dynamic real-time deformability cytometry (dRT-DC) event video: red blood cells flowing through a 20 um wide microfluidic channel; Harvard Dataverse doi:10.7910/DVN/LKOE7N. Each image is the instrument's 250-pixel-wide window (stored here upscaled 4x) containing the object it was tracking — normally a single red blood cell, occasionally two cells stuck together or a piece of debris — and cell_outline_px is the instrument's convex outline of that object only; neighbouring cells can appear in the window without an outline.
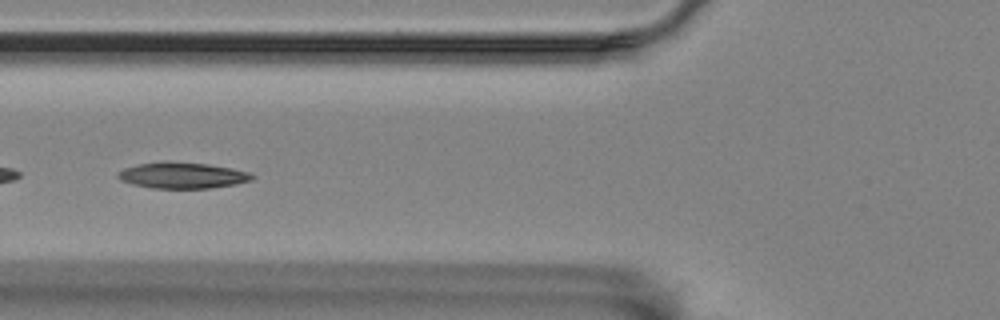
{"species": "Egyptian fruit bat (a non-hibernating species)", "species_latin": "Rousettus aegyptiacus", "temperature_condition": "room temperature", "stored_images_in_passage": 58, "camera_frame_rate_fps": 3000, "um_per_image_px": 0.085, "animal": {"sex": "female"}, "frame": {"image": 1, "passage_image": 22, "time_ms": 7.0, "image_size_px": [1000, 320], "cell_outline_px": [[256, 176], [252, 180], [236, 184], [212, 188], [152, 188], [132, 184], [120, 180], [116, 176], [116, 172], [124, 168], [140, 164], [164, 160], [208, 164], [232, 168], [252, 172]], "centroid_in_image_um": [15.52, 14.9], "position_along_channel_um": 110.3, "area_um2": 20.75}}
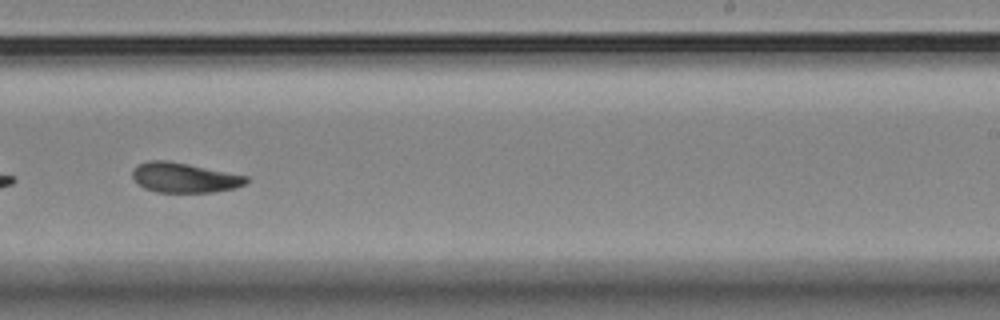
{"frame": {"image": 2, "passage_image": 36, "time_ms": 11.667, "image_size_px": [1000, 320], "cell_outline_px": [[248, 184], [236, 188], [212, 192], [156, 192], [144, 188], [132, 176], [132, 172], [136, 164], [148, 160], [168, 160], [248, 176]], "centroid_in_image_um": [15.68, 15.09], "position_along_channel_um": 273.3, "area_um2": 19.88}}
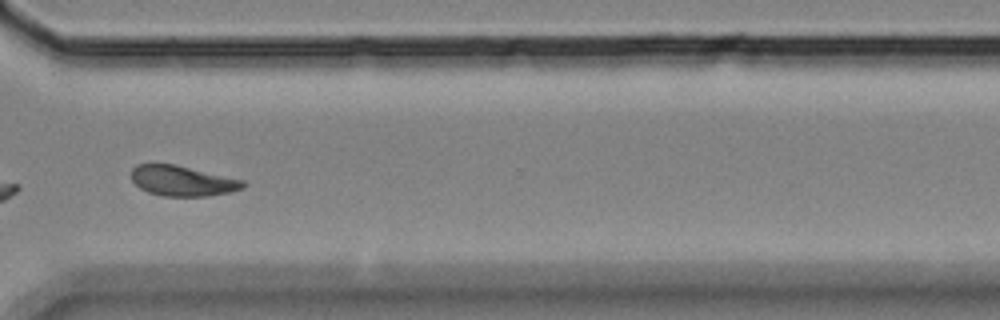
{"frame": {"image": 3, "passage_image": 43, "time_ms": 14.0, "image_size_px": [1000, 320], "cell_outline_px": [[248, 184], [244, 188], [228, 192], [208, 196], [164, 196], [148, 192], [140, 188], [132, 180], [132, 168], [136, 164], [172, 164], [244, 180]], "centroid_in_image_um": [15.51, 15.38], "position_along_channel_um": 355.1, "area_um2": 19.54}, "authors_computed_cell_mechanics": {"area_um2": 20.23, "velocity_mm_per_s": 3.4903, "shape_relaxation_time_tau1_ms": 6.133, "shape_relaxation_time_tau2_ms": 3.7658, "deformation_change_tau1": 0.1633, "deformation_change_tau2": 0.1067}}